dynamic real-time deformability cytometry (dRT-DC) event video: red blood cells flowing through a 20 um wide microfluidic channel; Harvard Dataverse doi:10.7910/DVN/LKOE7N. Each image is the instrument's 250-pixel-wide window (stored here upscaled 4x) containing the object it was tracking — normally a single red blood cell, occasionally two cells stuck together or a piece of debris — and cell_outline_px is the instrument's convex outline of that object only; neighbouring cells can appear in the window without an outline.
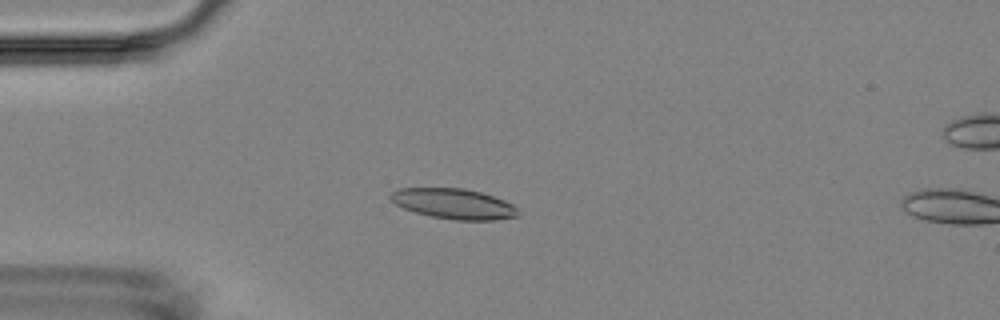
{"species": "Egyptian fruit bat (a non-hibernating species)", "species_latin": "Rousettus aegyptiacus", "temperature_condition": "room temperature", "stored_images_in_passage": 8, "camera_frame_rate_fps": 3000, "um_per_image_px": 0.085, "animal": {"sex": "female"}, "frame": {"image": 1, "passage_image": 4, "time_ms": 3.667, "image_size_px": [1000, 320], "cell_outline_px": [[520, 216], [492, 220], [456, 220], [432, 216], [416, 212], [404, 208], [388, 200], [388, 192], [400, 188], [464, 188], [480, 192], [504, 200], [512, 204], [520, 212]], "centroid_in_image_um": [38.53, 17.31], "position_along_channel_um": 46.5, "area_um2": 22.6}}
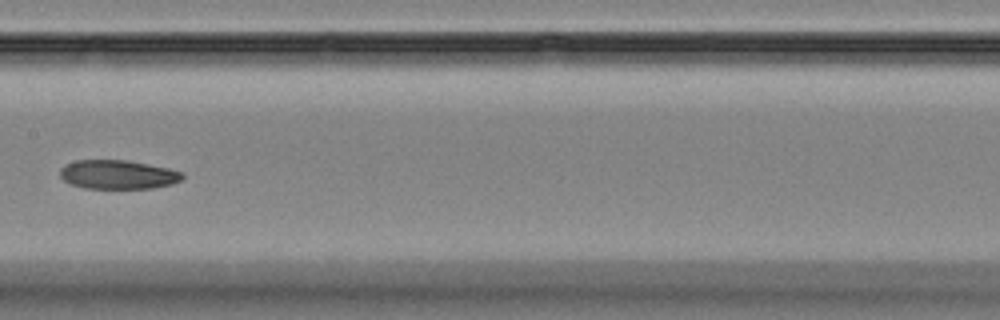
{"frame": {"image": 2, "passage_image": 8, "time_ms": 8.333, "image_size_px": [1000, 320], "cell_outline_px": [[184, 176], [180, 180], [172, 184], [152, 188], [84, 188], [72, 184], [64, 180], [60, 176], [60, 168], [64, 164], [76, 160], [128, 160], [168, 168], [184, 172]], "centroid_in_image_um": [10.02, 14.83], "position_along_channel_um": 197.4, "area_um2": 20.69}}